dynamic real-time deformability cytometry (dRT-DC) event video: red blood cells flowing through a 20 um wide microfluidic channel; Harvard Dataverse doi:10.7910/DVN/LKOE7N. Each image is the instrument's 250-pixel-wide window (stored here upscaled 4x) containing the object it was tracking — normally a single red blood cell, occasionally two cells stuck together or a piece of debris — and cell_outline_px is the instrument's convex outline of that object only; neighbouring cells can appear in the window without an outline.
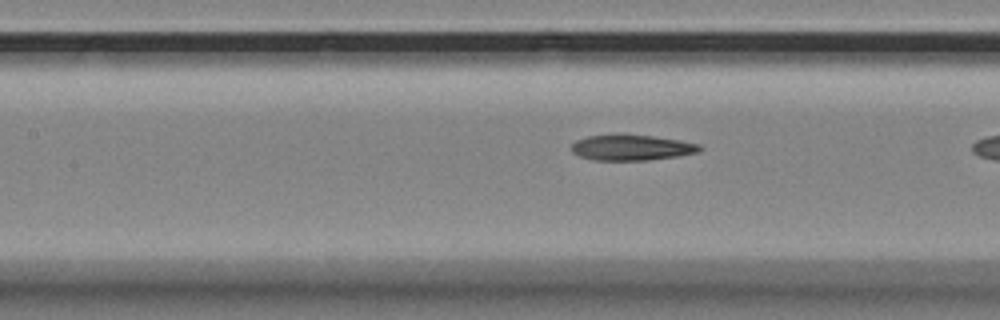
{"species": "Egyptian fruit bat (a non-hibernating species)", "species_latin": "Rousettus aegyptiacus", "temperature_condition": "room temperature", "stored_images_in_passage": 41, "camera_frame_rate_fps": 3000, "um_per_image_px": 0.085, "animal": {"sex": "female"}, "frame": {"image": 1, "passage_image": 22, "time_ms": 7.0, "image_size_px": [1000, 320], "cell_outline_px": [[704, 148], [700, 152], [676, 156], [648, 160], [592, 160], [580, 156], [572, 152], [572, 144], [576, 140], [588, 136], [616, 132], [620, 132], [652, 136], [680, 140], [700, 144]], "centroid_in_image_um": [53.68, 12.51], "position_along_channel_um": 153.7, "area_um2": 19.71}}
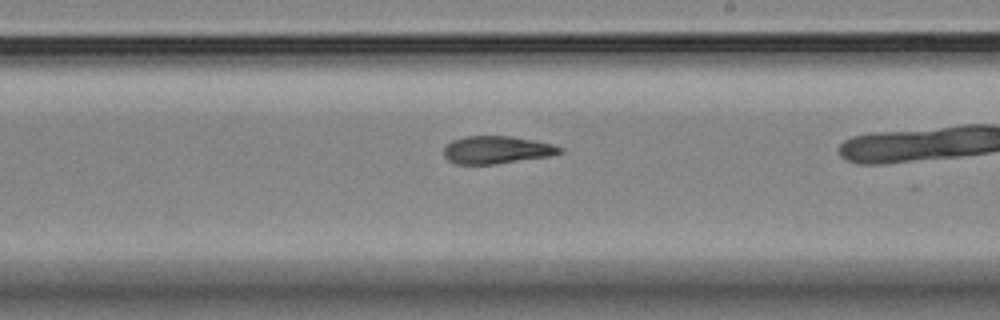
{"frame": {"image": 2, "passage_image": 30, "time_ms": 9.667, "image_size_px": [1000, 320], "cell_outline_px": [[564, 152], [548, 156], [496, 164], [456, 164], [448, 160], [444, 156], [444, 148], [452, 140], [464, 136], [512, 136], [552, 144], [564, 148]], "centroid_in_image_um": [42.22, 12.74], "position_along_channel_um": 246.8, "area_um2": 18.67}}
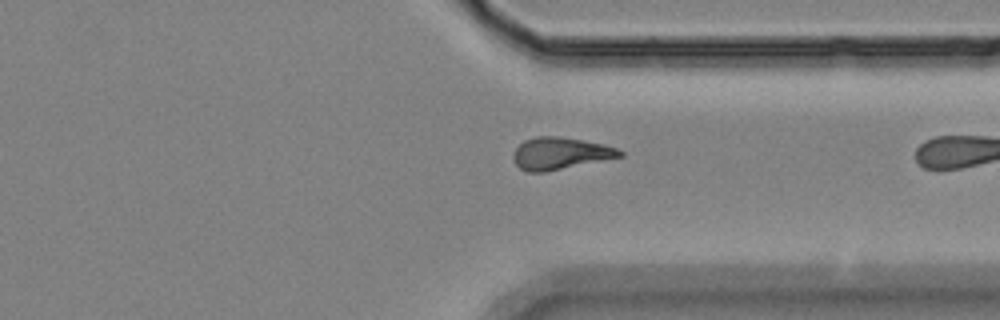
{"frame": {"image": 3, "passage_image": 40, "time_ms": 13.0, "image_size_px": [1000, 320], "cell_outline_px": [[624, 156], [544, 172], [528, 172], [520, 168], [516, 164], [512, 156], [516, 148], [524, 140], [536, 136], [556, 136], [604, 144], [616, 148], [624, 152]], "centroid_in_image_um": [47.61, 13.04], "position_along_channel_um": 363.8, "area_um2": 19.71}}